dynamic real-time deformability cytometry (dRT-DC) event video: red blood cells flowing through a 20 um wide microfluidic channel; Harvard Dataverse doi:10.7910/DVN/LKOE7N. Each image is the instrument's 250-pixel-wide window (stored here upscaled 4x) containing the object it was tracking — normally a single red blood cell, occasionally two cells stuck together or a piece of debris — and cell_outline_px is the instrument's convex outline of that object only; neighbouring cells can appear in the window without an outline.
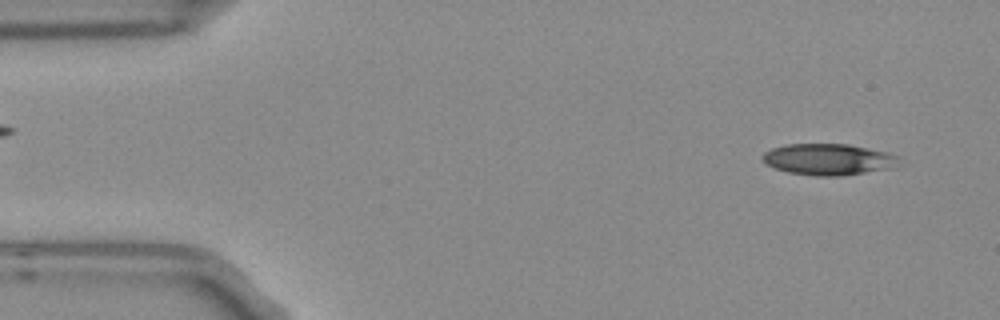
{"species": "Egyptian fruit bat (a non-hibernating species)", "species_latin": "Rousettus aegyptiacus", "temperature_condition": "room temperature", "stored_images_in_passage": 3, "camera_frame_rate_fps": 3000, "um_per_image_px": 0.085, "frame": {"image": 1, "passage_image": 1, "time_ms": 0.0, "image_size_px": [1000, 320], "cell_outline_px": [[908, 164], [896, 168], [840, 176], [816, 176], [788, 172], [764, 164], [760, 156], [764, 152], [772, 148], [784, 144], [848, 144], [888, 152], [900, 156]], "centroid_in_image_um": [70.53, 13.55], "position_along_channel_um": 14.5, "area_um2": 25.72}}
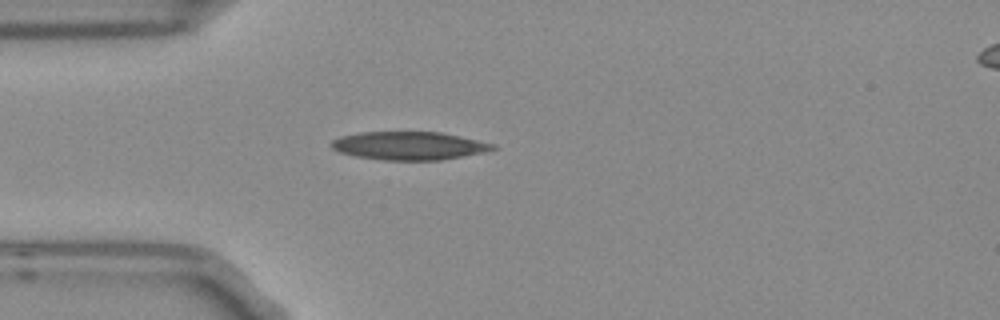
{"frame": {"image": 2, "passage_image": 3, "time_ms": 0.667, "image_size_px": [1000, 320], "cell_outline_px": [[500, 148], [484, 152], [440, 160], [384, 160], [356, 156], [340, 152], [332, 148], [332, 140], [340, 136], [360, 132], [440, 132], [460, 136], [496, 144]], "centroid_in_image_um": [34.8, 12.38], "position_along_channel_um": 50.2, "area_um2": 26.47}}